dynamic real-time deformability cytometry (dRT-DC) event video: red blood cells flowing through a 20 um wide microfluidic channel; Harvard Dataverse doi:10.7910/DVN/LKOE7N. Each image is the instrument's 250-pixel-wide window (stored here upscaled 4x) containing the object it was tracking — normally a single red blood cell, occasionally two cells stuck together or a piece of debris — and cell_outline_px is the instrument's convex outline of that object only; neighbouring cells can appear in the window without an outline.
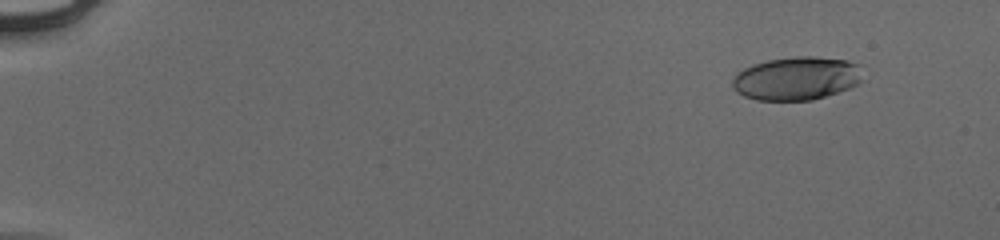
{"species": "human", "species_latin": "Homo sapiens", "temperature_condition": "cold", "stored_images_in_passage": 55, "camera_frame_rate_fps": 3000, "um_per_image_px": 0.085, "donor": {"sex": "male"}, "frame": {"image": 1, "passage_image": 6, "time_ms": 1.667, "image_size_px": [1000, 240], "cell_outline_px": [[860, 80], [856, 84], [848, 88], [812, 100], [756, 100], [744, 96], [736, 92], [732, 88], [732, 80], [736, 72], [752, 64], [768, 60], [796, 56], [816, 56], [848, 60], [856, 64]], "centroid_in_image_um": [67.61, 6.66], "position_along_channel_um": 17.4, "area_um2": 32.66}}
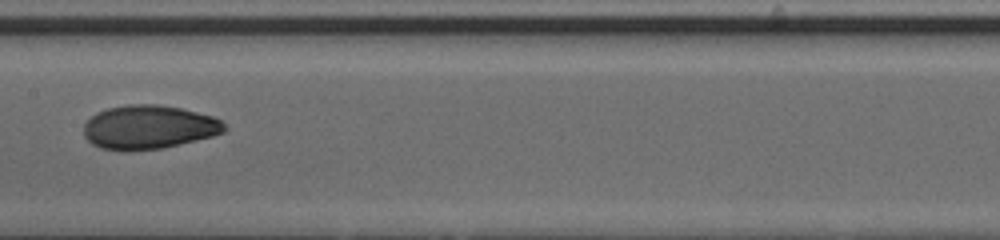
{"frame": {"image": 2, "passage_image": 31, "time_ms": 10.0, "image_size_px": [1000, 240], "cell_outline_px": [[228, 128], [224, 132], [212, 136], [196, 140], [160, 148], [132, 152], [120, 152], [100, 148], [92, 144], [84, 136], [84, 124], [96, 112], [108, 108], [128, 104], [156, 104], [180, 108], [212, 116], [220, 120]], "centroid_in_image_um": [12.61, 10.82], "position_along_channel_um": 194.8, "area_um2": 36.13}}
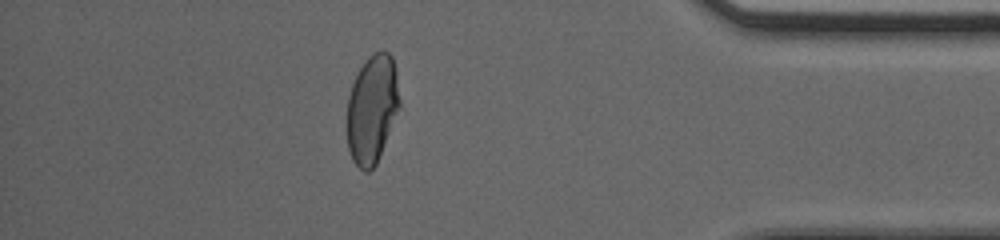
{"frame": {"image": 3, "passage_image": 49, "time_ms": 16.0, "image_size_px": [1000, 240], "cell_outline_px": [[400, 108], [376, 164], [368, 172], [364, 172], [352, 160], [348, 148], [348, 96], [352, 84], [360, 68], [368, 56], [376, 52], [388, 52], [392, 56], [396, 72], [400, 100]], "centroid_in_image_um": [31.64, 9.27], "position_along_channel_um": 403.6, "area_um2": 33.0}, "authors_computed_cell_mechanics": {"area_um2": 34.0442, "velocity_mm_per_s": 3.9703, "shape_relaxation_time_tau1_ms": 7.6264, "shape_relaxation_time_tau2_ms": 1.4782, "deformation_change_tau1": 0.233, "deformation_change_tau2": 0.0543}}